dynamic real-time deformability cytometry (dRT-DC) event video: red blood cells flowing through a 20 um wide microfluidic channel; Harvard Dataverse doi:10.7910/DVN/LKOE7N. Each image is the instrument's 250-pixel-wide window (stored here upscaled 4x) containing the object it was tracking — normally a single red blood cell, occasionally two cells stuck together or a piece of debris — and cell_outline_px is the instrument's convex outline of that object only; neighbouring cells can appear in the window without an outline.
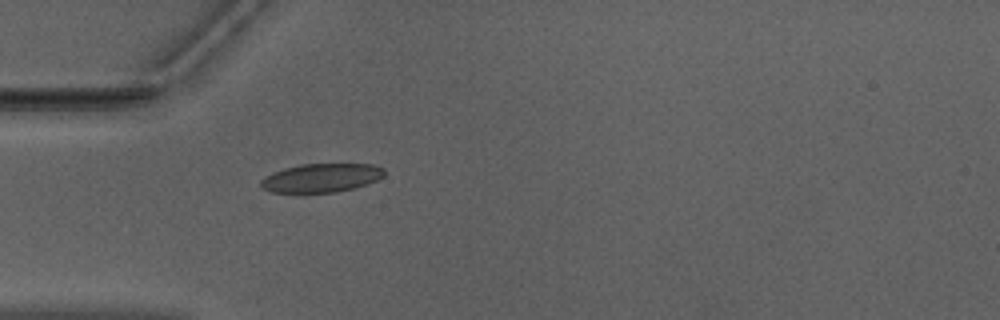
{"species": "Egyptian fruit bat (a non-hibernating species)", "species_latin": "Rousettus aegyptiacus", "temperature_condition": "warm", "stored_images_in_passage": 37, "camera_frame_rate_fps": 3000, "um_per_image_px": 0.085, "animal": {"sex": "male"}, "frame": {"image": 1, "passage_image": 1, "time_ms": 0.0, "image_size_px": [1000, 320], "cell_outline_px": [[384, 176], [376, 180], [356, 188], [336, 192], [272, 192], [264, 188], [260, 184], [260, 180], [264, 176], [272, 172], [284, 168], [300, 164], [372, 164], [384, 168]], "centroid_in_image_um": [27.31, 15.11], "position_along_channel_um": 57.7, "area_um2": 20.63}}
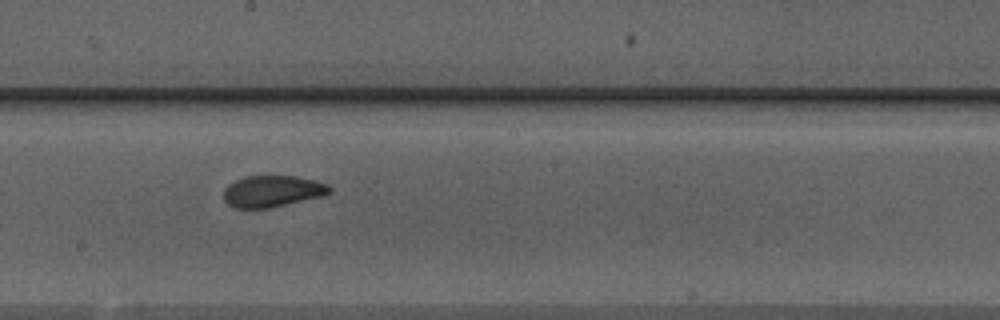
{"frame": {"image": 2, "passage_image": 14, "time_ms": 4.333, "image_size_px": [1000, 320], "cell_outline_px": [[332, 192], [320, 196], [268, 208], [236, 208], [228, 204], [224, 200], [224, 188], [228, 184], [244, 176], [296, 176], [316, 180], [328, 184], [332, 188]], "centroid_in_image_um": [23.14, 16.24], "position_along_channel_um": 225.1, "area_um2": 19.36}}
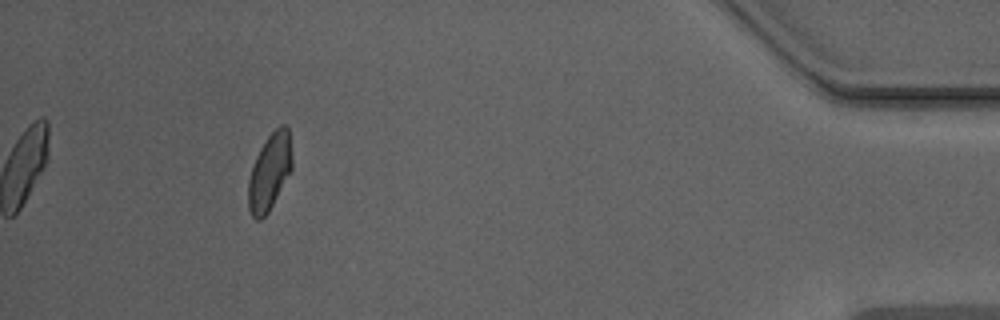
{"frame": {"image": 3, "passage_image": 33, "time_ms": 10.667, "image_size_px": [1000, 320], "cell_outline_px": [[292, 168], [268, 212], [260, 220], [256, 220], [252, 216], [248, 208], [248, 180], [256, 156], [260, 148], [268, 136], [280, 124], [284, 124], [288, 128], [292, 156]], "centroid_in_image_um": [22.91, 14.6], "position_along_channel_um": 412.3, "area_um2": 19.31}, "authors_computed_cell_mechanics": {"area_um2": 19.4786, "velocity_mm_per_s": 3.9642, "shape_relaxation_time_tau1_ms": 6.004, "shape_relaxation_time_tau2_ms": 0.9702, "deformation_change_tau1": 0.1444, "deformation_change_tau2": 0.0591}}